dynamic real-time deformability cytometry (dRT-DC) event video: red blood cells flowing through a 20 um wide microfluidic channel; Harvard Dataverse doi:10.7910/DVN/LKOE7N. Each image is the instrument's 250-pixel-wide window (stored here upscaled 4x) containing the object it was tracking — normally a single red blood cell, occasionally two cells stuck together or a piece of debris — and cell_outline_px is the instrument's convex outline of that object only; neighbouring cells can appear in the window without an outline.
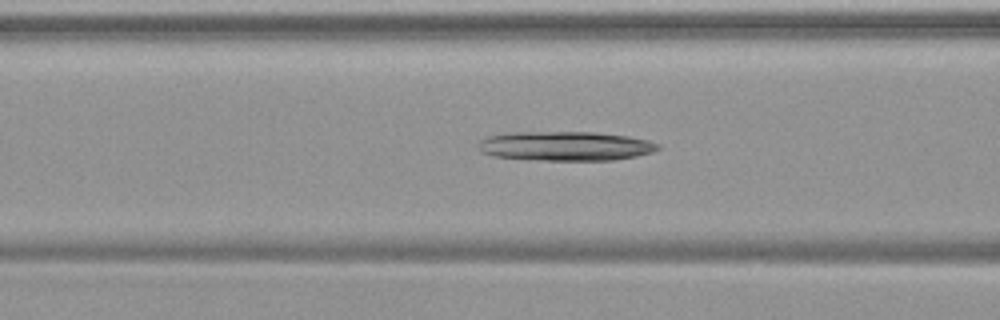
{"species": "common noctule bat (a hibernating species)", "species_latin": "Nyctalus noctula", "temperature_condition": "warm", "stored_images_in_passage": 41, "camera_frame_rate_fps": 3000, "um_per_image_px": 0.085, "animal": {"sex": "female", "body_mass_g": 19.9}, "frame": {"image": 1, "passage_image": 9, "time_ms": 2.667, "image_size_px": [1000, 320], "cell_outline_px": [[660, 148], [652, 152], [636, 156], [612, 160], [544, 160], [496, 156], [480, 152], [476, 148], [476, 144], [480, 140], [488, 136], [504, 132], [596, 132], [628, 136], [648, 140], [660, 144]], "centroid_in_image_um": [48.03, 12.4], "position_along_channel_um": 118.6, "area_um2": 30.87}}
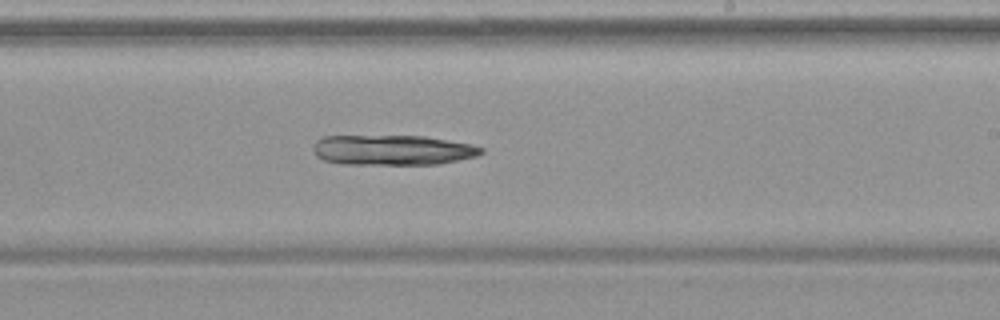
{"frame": {"image": 2, "passage_image": 20, "time_ms": 6.333, "image_size_px": [1000, 320], "cell_outline_px": [[484, 152], [476, 156], [440, 164], [344, 164], [324, 160], [316, 156], [312, 148], [312, 144], [316, 140], [324, 136], [424, 136], [472, 144], [484, 148]], "centroid_in_image_um": [33.35, 12.75], "position_along_channel_um": 255.6, "area_um2": 29.65}}
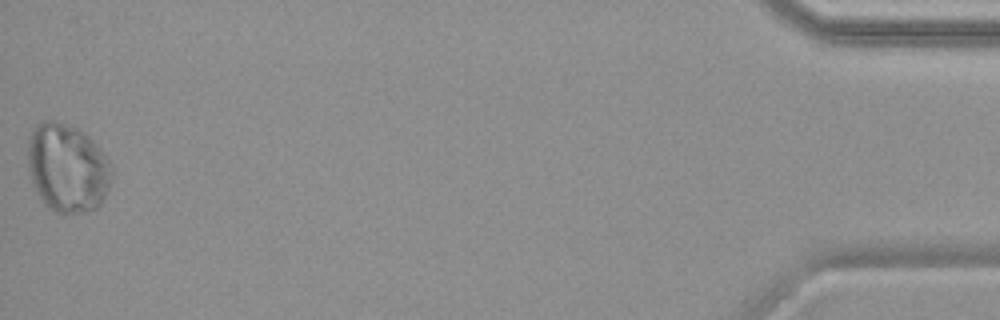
{"frame": {"image": 3, "passage_image": 41, "time_ms": 13.333, "image_size_px": [1000, 320], "cell_outline_px": [[112, 176], [108, 188], [100, 204], [96, 208], [80, 212], [56, 212], [48, 208], [44, 204], [36, 192], [32, 184], [28, 172], [28, 140], [36, 124], [44, 120], [56, 120], [76, 128], [92, 140], [100, 148], [112, 164]], "centroid_in_image_um": [5.71, 14.26], "position_along_channel_um": 429.5, "area_um2": 43.35}}